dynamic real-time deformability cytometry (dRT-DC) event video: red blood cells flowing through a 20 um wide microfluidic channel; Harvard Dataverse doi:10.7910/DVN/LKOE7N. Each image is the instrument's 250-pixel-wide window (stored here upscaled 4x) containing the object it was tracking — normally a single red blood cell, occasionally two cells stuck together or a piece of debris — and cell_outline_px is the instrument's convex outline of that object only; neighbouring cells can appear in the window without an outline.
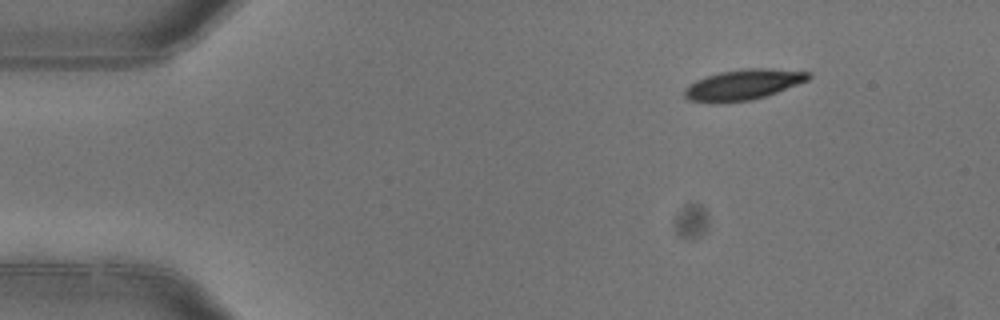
{"species": "common noctule bat (a hibernating species)", "species_latin": "Nyctalus noctula", "temperature_condition": "warm", "stored_images_in_passage": 4, "camera_frame_rate_fps": 3000, "um_per_image_px": 0.085, "animal": {"sex": "female"}, "frame": {"image": 1, "passage_image": 1, "time_ms": 0.0, "image_size_px": [1000, 320], "cell_outline_px": [[812, 76], [808, 80], [776, 92], [752, 100], [716, 104], [712, 104], [688, 100], [684, 96], [684, 88], [696, 80], [720, 72], [744, 68], [768, 68], [812, 72]], "centroid_in_image_um": [63.14, 7.21], "position_along_channel_um": 21.9, "area_um2": 22.2}}
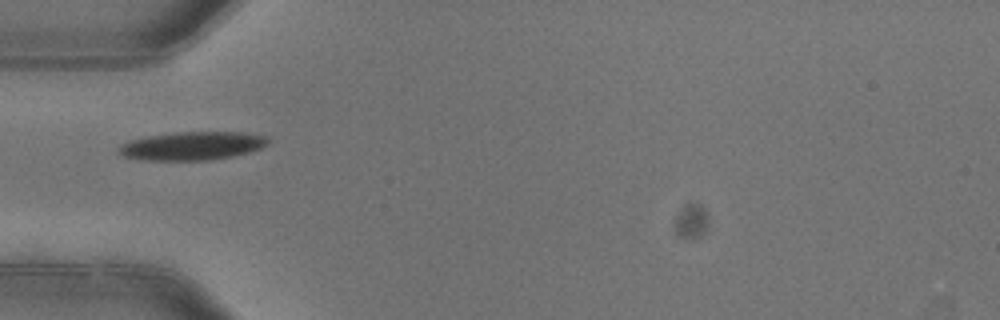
{"frame": {"image": 2, "passage_image": 4, "time_ms": 1.0, "image_size_px": [1000, 320], "cell_outline_px": [[268, 144], [260, 148], [248, 152], [232, 156], [208, 160], [140, 160], [124, 156], [116, 152], [116, 148], [120, 144], [128, 140], [148, 136], [176, 132], [244, 132], [264, 136], [268, 140]], "centroid_in_image_um": [16.26, 12.4], "position_along_channel_um": 68.7, "area_um2": 24.74}}